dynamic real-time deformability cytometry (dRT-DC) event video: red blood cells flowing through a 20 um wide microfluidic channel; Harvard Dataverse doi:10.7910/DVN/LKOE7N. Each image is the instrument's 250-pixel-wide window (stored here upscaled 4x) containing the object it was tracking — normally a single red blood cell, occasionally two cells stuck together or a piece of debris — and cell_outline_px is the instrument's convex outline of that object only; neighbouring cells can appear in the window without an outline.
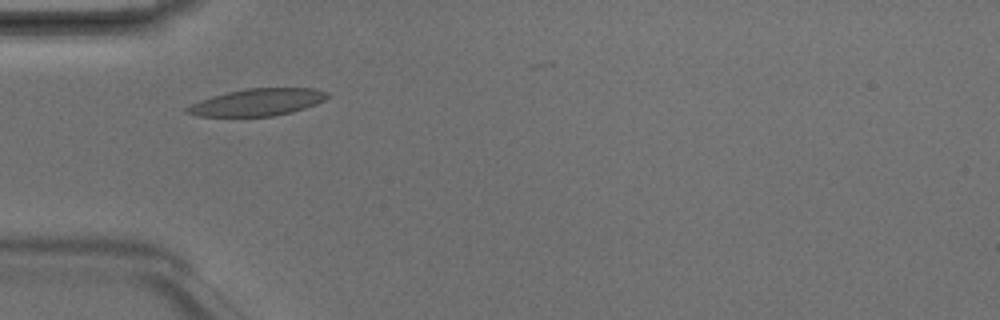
{"species": "Egyptian fruit bat (a non-hibernating species)", "species_latin": "Rousettus aegyptiacus", "temperature_condition": "room temperature", "stored_images_in_passage": 5, "camera_frame_rate_fps": 3000, "um_per_image_px": 0.085, "animal": {"sex": "male"}, "frame": {"image": 1, "passage_image": 2, "time_ms": 0.333, "image_size_px": [1000, 320], "cell_outline_px": [[328, 96], [324, 100], [316, 104], [292, 112], [272, 116], [196, 116], [184, 112], [184, 108], [200, 100], [212, 96], [228, 92], [248, 88], [316, 88], [328, 92]], "centroid_in_image_um": [21.87, 8.69], "position_along_channel_um": 63.1, "area_um2": 22.08}}
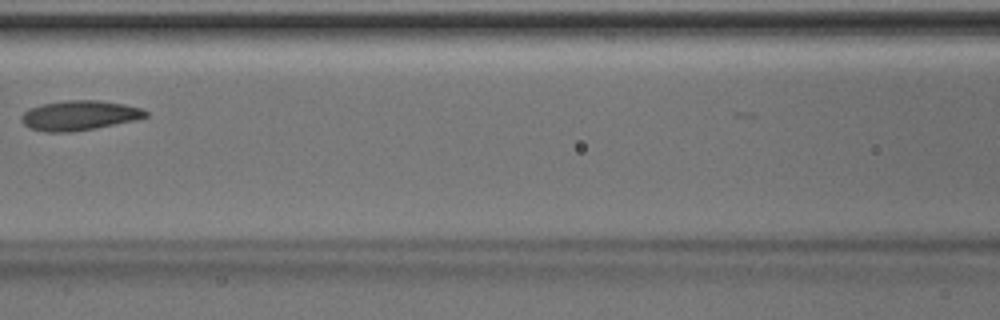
{"frame": {"image": 2, "passage_image": 4, "time_ms": 1.0, "image_size_px": [1000, 320], "cell_outline_px": [[148, 116], [136, 120], [96, 128], [72, 132], [44, 132], [28, 128], [24, 124], [20, 116], [28, 108], [40, 104], [64, 100], [100, 100], [124, 104], [140, 108], [148, 112]], "centroid_in_image_um": [6.71, 9.81], "position_along_channel_um": 159.9, "area_um2": 21.79}}